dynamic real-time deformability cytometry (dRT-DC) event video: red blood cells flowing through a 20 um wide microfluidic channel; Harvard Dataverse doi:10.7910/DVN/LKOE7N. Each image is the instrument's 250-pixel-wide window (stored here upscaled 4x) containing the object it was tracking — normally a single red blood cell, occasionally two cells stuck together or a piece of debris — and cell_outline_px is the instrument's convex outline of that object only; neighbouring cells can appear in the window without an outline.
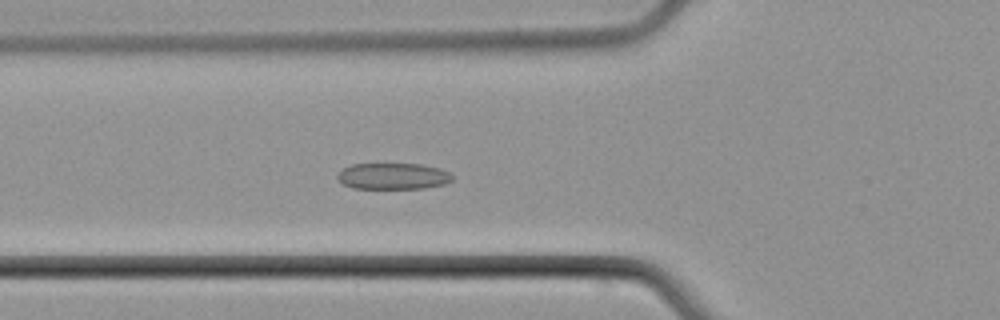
{"species": "common noctule bat (a hibernating species)", "species_latin": "Nyctalus noctula", "temperature_condition": "cold", "stored_images_in_passage": 4, "camera_frame_rate_fps": 3000, "um_per_image_px": 0.085, "animal": {"sex": "male", "body_mass_g": 21.5, "forearm_length_mm": 52.0}, "frame": {"image": 1, "passage_image": 4, "time_ms": 3.667, "image_size_px": [1000, 320], "cell_outline_px": [[452, 180], [444, 184], [424, 188], [352, 188], [336, 180], [336, 176], [344, 168], [352, 164], [420, 164], [440, 168], [448, 172], [452, 176]], "centroid_in_image_um": [33.39, 14.97], "position_along_channel_um": 92.4, "area_um2": 17.51}}